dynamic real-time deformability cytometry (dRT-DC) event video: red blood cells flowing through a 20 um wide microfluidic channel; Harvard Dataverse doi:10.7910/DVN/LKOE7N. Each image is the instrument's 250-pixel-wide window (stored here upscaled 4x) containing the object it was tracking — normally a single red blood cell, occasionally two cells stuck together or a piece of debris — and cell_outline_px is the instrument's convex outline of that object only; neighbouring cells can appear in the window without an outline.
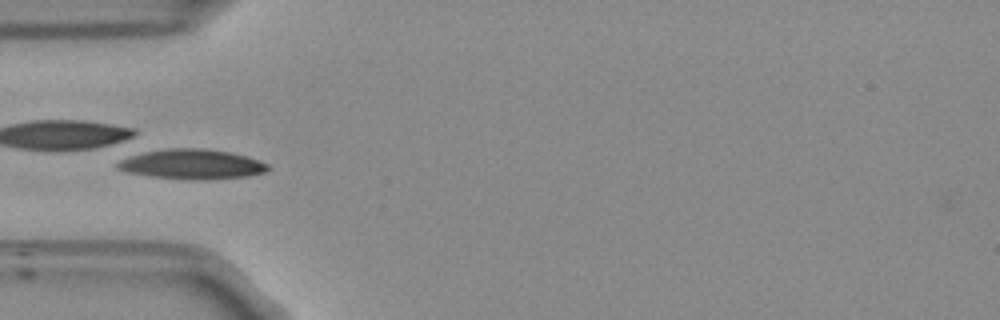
{"species": "Egyptian fruit bat (a non-hibernating species)", "species_latin": "Rousettus aegyptiacus", "temperature_condition": "room temperature", "stored_images_in_passage": 38, "camera_frame_rate_fps": 3000, "um_per_image_px": 0.085, "frame": {"image": 1, "passage_image": 1, "time_ms": 0.0, "image_size_px": [1000, 320], "cell_outline_px": [[268, 168], [264, 172], [248, 176], [208, 180], [192, 180], [152, 176], [128, 172], [116, 168], [116, 164], [120, 160], [144, 152], [168, 148], [204, 148], [232, 152], [248, 156], [268, 164]], "centroid_in_image_um": [16.35, 13.96], "position_along_channel_um": 68.7, "area_um2": 26.13}}
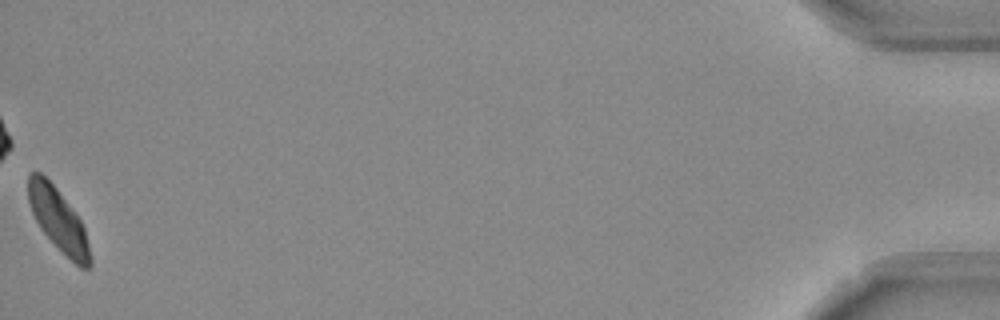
{"frame": {"image": 2, "passage_image": 38, "time_ms": 12.333, "image_size_px": [1000, 320], "cell_outline_px": [[92, 268], [80, 268], [40, 228], [32, 212], [28, 200], [28, 176], [32, 172], [40, 172], [56, 188], [80, 220], [84, 228], [92, 260]], "centroid_in_image_um": [4.96, 18.69], "position_along_channel_um": 430.2, "area_um2": 21.85}, "authors_computed_cell_mechanics": {"area_um2": 24.1026, "velocity_mm_per_s": 3.7599, "shape_relaxation_time_tau1_ms": 3.0388, "shape_relaxation_time_tau2_ms": null, "deformation_change_tau1": 0.1019, "deformation_change_tau2": null}}